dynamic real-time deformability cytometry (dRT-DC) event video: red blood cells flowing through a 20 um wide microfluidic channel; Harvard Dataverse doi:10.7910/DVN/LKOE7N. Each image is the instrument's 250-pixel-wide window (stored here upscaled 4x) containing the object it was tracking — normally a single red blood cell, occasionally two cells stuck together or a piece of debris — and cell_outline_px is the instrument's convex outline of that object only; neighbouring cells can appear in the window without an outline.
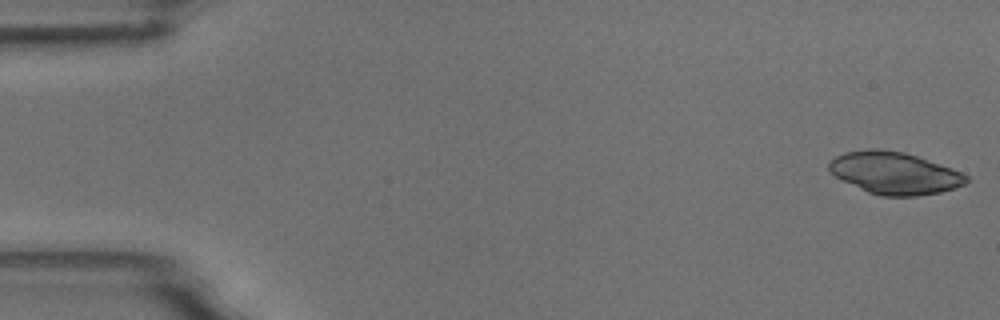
{"species": "common noctule bat (a hibernating species)", "species_latin": "Nyctalus noctula", "temperature_condition": "room temperature", "stored_images_in_passage": 5, "camera_frame_rate_fps": 3000, "um_per_image_px": 0.085, "animal": {"sex": "male", "body_mass_g": 18.8}, "frame": {"image": 1, "passage_image": 1, "time_ms": 0.0, "image_size_px": [1000, 320], "cell_outline_px": [[972, 180], [956, 188], [940, 192], [916, 196], [880, 196], [868, 192], [840, 180], [828, 168], [828, 164], [836, 156], [844, 152], [872, 148], [876, 148], [904, 152], [952, 168], [968, 176]], "centroid_in_image_um": [76.04, 14.71], "position_along_channel_um": 9.0, "area_um2": 33.76}}